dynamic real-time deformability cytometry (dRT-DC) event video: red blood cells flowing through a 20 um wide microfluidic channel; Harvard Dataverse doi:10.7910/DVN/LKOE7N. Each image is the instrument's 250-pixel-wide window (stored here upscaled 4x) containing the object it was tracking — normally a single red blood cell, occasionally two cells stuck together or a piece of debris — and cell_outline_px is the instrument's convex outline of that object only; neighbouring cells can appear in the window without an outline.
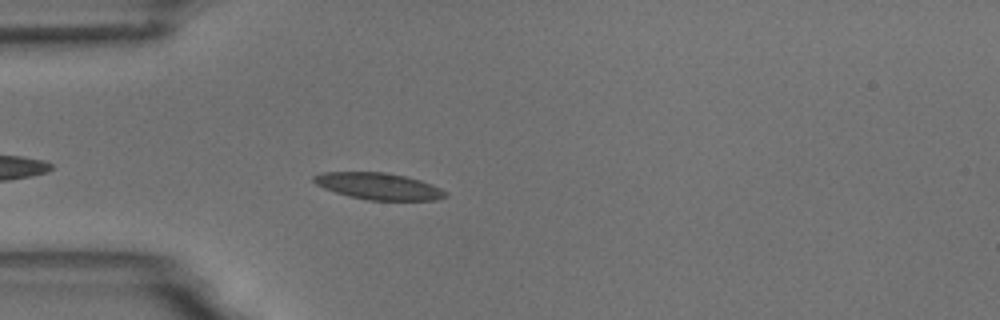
{"species": "common noctule bat (a hibernating species)", "species_latin": "Nyctalus noctula", "temperature_condition": "room temperature", "stored_images_in_passage": 34, "camera_frame_rate_fps": 3000, "um_per_image_px": 0.085, "animal": {"sex": "male", "body_mass_g": 18.8}, "frame": {"image": 1, "passage_image": 5, "time_ms": 1.333, "image_size_px": [1000, 320], "cell_outline_px": [[448, 196], [436, 200], [368, 200], [348, 196], [324, 188], [316, 184], [312, 180], [312, 176], [320, 172], [384, 172], [404, 176], [420, 180], [432, 184], [448, 192]], "centroid_in_image_um": [32.18, 15.83], "position_along_channel_um": 52.8, "area_um2": 20.52}}
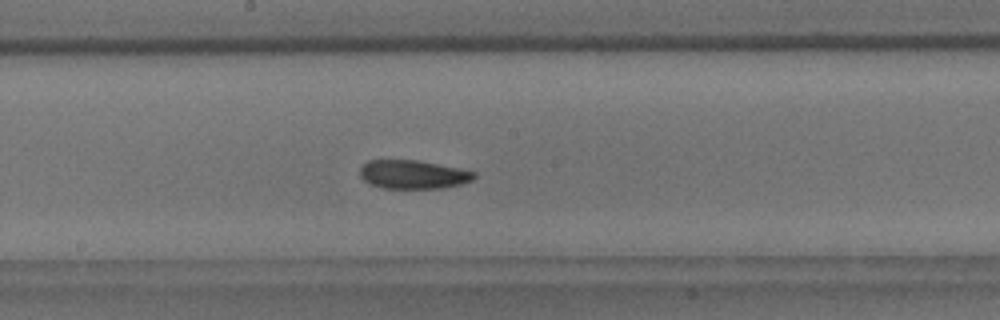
{"frame": {"image": 2, "passage_image": 19, "time_ms": 6.0, "image_size_px": [1000, 320], "cell_outline_px": [[476, 176], [472, 180], [460, 184], [444, 188], [380, 188], [364, 180], [360, 176], [360, 168], [368, 160], [416, 160], [460, 168], [476, 172]], "centroid_in_image_um": [35.12, 14.83], "position_along_channel_um": 213.1, "area_um2": 19.02}}
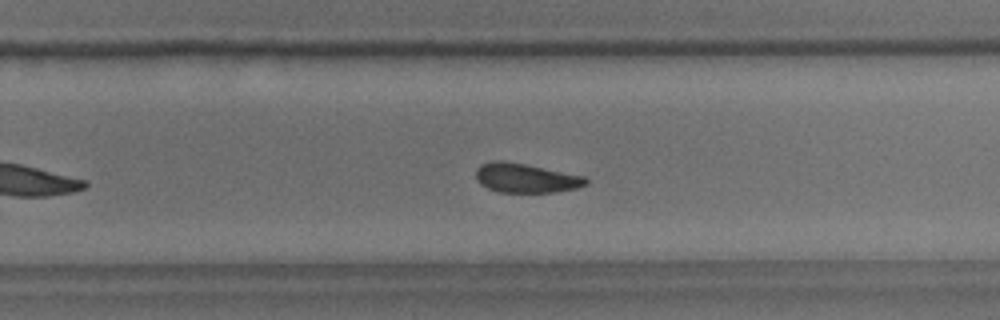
{"frame": {"image": 3, "passage_image": 25, "time_ms": 8.0, "image_size_px": [1000, 320], "cell_outline_px": [[588, 184], [576, 188], [552, 192], [500, 192], [488, 188], [480, 184], [476, 180], [476, 168], [480, 164], [492, 160], [504, 160], [584, 176], [588, 180]], "centroid_in_image_um": [44.64, 15.12], "position_along_channel_um": 285.2, "area_um2": 18.73}, "authors_computed_cell_mechanics": {"area_um2": 19.5942, "velocity_mm_per_s": 3.607, "shape_relaxation_time_tau1_ms": 3.9135, "shape_relaxation_time_tau2_ms": 7.8978, "deformation_change_tau1": 0.1122, "deformation_change_tau2": 0.144}}